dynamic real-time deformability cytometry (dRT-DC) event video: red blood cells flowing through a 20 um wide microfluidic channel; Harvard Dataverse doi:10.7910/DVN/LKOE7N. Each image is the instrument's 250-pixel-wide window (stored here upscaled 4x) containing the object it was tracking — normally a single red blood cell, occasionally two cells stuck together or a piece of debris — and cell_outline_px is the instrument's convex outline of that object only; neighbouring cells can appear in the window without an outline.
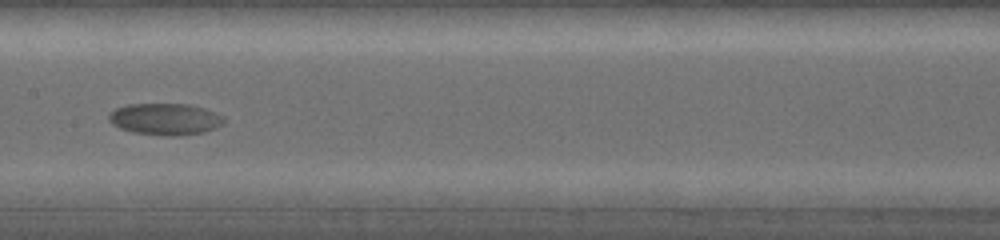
{"species": "common noctule bat (a hibernating species)", "species_latin": "Nyctalus noctula", "temperature_condition": "warm", "stored_images_in_passage": 28, "camera_frame_rate_fps": 5000, "um_per_image_px": 0.085, "animal": {"sex": "female", "body_mass_g": 19.0, "forearm_length_mm": 53.3}, "frame": {"image": 1, "passage_image": 10, "time_ms": 5.6, "image_size_px": [1000, 240], "cell_outline_px": [[224, 124], [216, 128], [204, 132], [176, 136], [164, 136], [132, 132], [120, 128], [112, 124], [108, 120], [108, 116], [116, 108], [128, 104], [188, 104], [204, 108], [216, 112], [224, 116]], "centroid_in_image_um": [14.06, 10.13], "position_along_channel_um": 193.3, "area_um2": 21.39}}
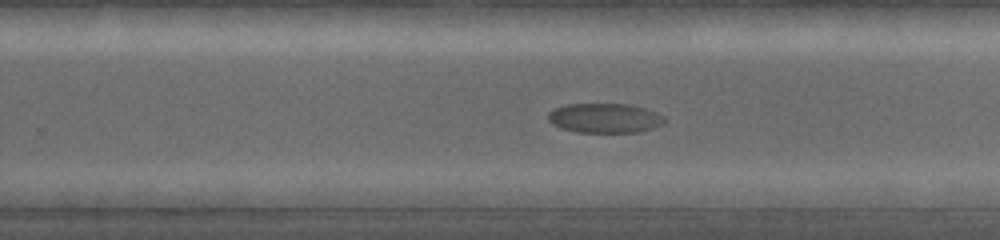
{"frame": {"image": 2, "passage_image": 18, "time_ms": 8.0, "image_size_px": [1000, 240], "cell_outline_px": [[664, 124], [652, 128], [636, 132], [576, 132], [560, 128], [552, 124], [548, 120], [548, 112], [552, 108], [568, 104], [628, 104], [644, 108], [656, 112], [664, 116]], "centroid_in_image_um": [51.36, 10.03], "position_along_channel_um": 278.4, "area_um2": 20.11}}
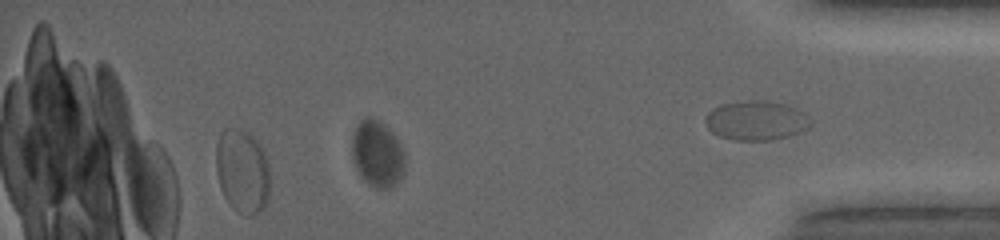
{"frame": {"image": 3, "passage_image": 26, "time_ms": 10.6, "image_size_px": [1000, 240], "cell_outline_px": [[268, 200], [264, 208], [252, 216], [248, 216], [232, 208], [224, 196], [220, 184], [216, 168], [216, 144], [224, 128], [240, 128], [248, 132], [260, 144], [264, 152], [268, 164]], "centroid_in_image_um": [20.6, 14.54], "position_along_channel_um": 414.6, "area_um2": 26.3}}